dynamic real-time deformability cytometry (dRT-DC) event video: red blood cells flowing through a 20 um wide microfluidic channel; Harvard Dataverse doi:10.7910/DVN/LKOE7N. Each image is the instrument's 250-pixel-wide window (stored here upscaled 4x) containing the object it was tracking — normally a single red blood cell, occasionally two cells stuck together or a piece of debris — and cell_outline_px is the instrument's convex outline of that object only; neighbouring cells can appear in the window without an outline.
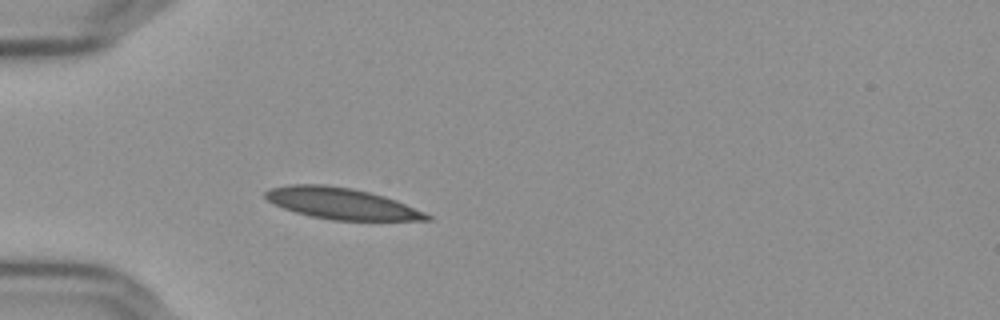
{"species": "Egyptian fruit bat (a non-hibernating species)", "species_latin": "Rousettus aegyptiacus", "temperature_condition": "cold", "stored_images_in_passage": 4, "camera_frame_rate_fps": 3000, "um_per_image_px": 0.085, "frame": {"image": 1, "passage_image": 4, "time_ms": 1.0, "image_size_px": [1000, 320], "cell_outline_px": [[432, 220], [332, 220], [312, 216], [296, 212], [284, 208], [268, 200], [264, 196], [264, 192], [272, 188], [292, 184], [324, 184], [352, 188], [384, 196], [396, 200], [424, 212], [432, 216]], "centroid_in_image_um": [29.03, 17.29], "position_along_channel_um": 56.0, "area_um2": 29.07}}